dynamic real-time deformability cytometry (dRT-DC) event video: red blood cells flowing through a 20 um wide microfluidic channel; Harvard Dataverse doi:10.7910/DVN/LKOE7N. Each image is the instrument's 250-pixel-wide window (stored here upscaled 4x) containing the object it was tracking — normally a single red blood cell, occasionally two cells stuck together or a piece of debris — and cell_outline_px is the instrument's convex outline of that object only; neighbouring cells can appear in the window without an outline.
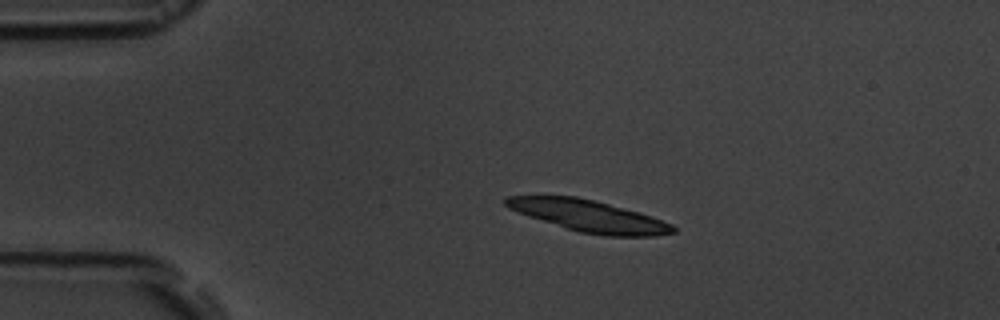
{"species": "common noctule bat (a hibernating species)", "species_latin": "Nyctalus noctula", "temperature_condition": "room temperature", "stored_images_in_passage": 4, "camera_frame_rate_fps": 3000, "um_per_image_px": 0.085, "animal": {"sex": "male", "body_mass_g": 19.5, "forearm_length_mm": 54.6}, "frame": {"image": 1, "passage_image": 3, "time_ms": 2.333, "image_size_px": [1000, 320], "cell_outline_px": [[676, 232], [656, 236], [604, 236], [580, 232], [528, 216], [516, 212], [508, 208], [504, 204], [504, 196], [576, 196], [640, 212], [652, 216], [672, 224], [676, 228]], "centroid_in_image_um": [50.06, 18.36], "position_along_channel_um": 34.9, "area_um2": 30.69}}